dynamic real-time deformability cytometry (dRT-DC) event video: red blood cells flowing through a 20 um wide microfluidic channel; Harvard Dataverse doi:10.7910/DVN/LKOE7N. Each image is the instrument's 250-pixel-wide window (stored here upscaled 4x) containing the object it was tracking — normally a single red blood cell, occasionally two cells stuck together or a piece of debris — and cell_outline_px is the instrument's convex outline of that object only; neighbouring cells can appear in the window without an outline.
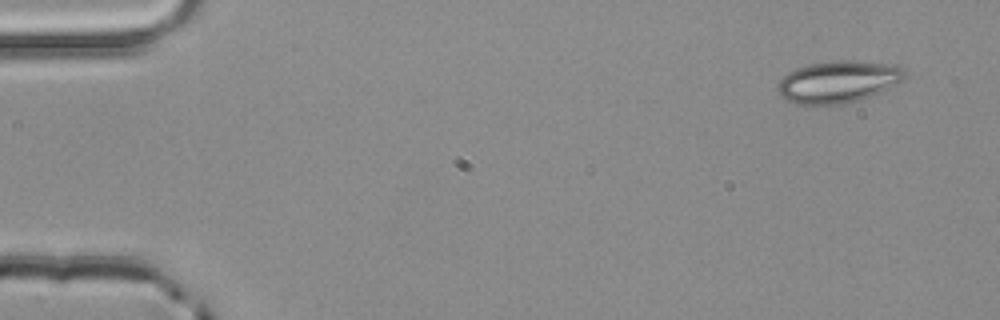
{"species": "common noctule bat (a hibernating species)", "species_latin": "Nyctalus noctula", "temperature_condition": "room temperature", "stored_images_in_passage": 3, "camera_frame_rate_fps": 3000, "um_per_image_px": 0.085, "animal": {"sex": "male", "body_mass_g": 20.4}, "frame": {"image": 1, "passage_image": 1, "time_ms": 0.0, "image_size_px": [1000, 320], "cell_outline_px": [[908, 76], [904, 80], [880, 92], [844, 104], [796, 104], [784, 100], [780, 96], [776, 88], [780, 76], [796, 68], [808, 64], [832, 60], [856, 60], [896, 64], [904, 68]], "centroid_in_image_um": [71.23, 6.92], "position_along_channel_um": 13.8, "area_um2": 31.67}}